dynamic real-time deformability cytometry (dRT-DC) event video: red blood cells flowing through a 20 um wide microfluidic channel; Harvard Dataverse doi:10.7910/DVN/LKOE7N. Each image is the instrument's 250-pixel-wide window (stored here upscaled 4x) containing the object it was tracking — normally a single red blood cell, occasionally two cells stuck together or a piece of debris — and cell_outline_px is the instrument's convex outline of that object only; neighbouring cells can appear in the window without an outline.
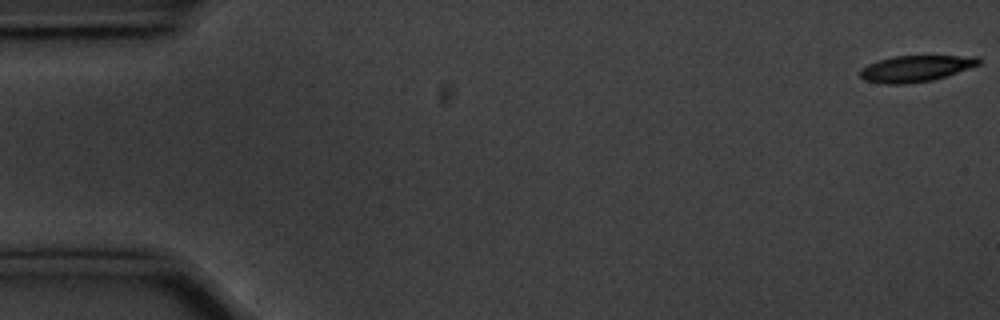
{"species": "common noctule bat (a hibernating species)", "species_latin": "Nyctalus noctula", "temperature_condition": "cold", "stored_images_in_passage": 56, "camera_frame_rate_fps": 3000, "um_per_image_px": 0.085, "animal": {"sex": "male", "body_mass_g": 20.1, "forearm_length_mm": 53.5}, "frame": {"image": 1, "passage_image": 1, "time_ms": 0.0, "image_size_px": [1000, 320], "cell_outline_px": [[980, 64], [932, 80], [904, 84], [884, 84], [864, 80], [860, 76], [860, 68], [868, 64], [880, 60], [896, 56], [980, 56]], "centroid_in_image_um": [77.8, 5.82], "position_along_channel_um": 7.2, "area_um2": 17.92}}
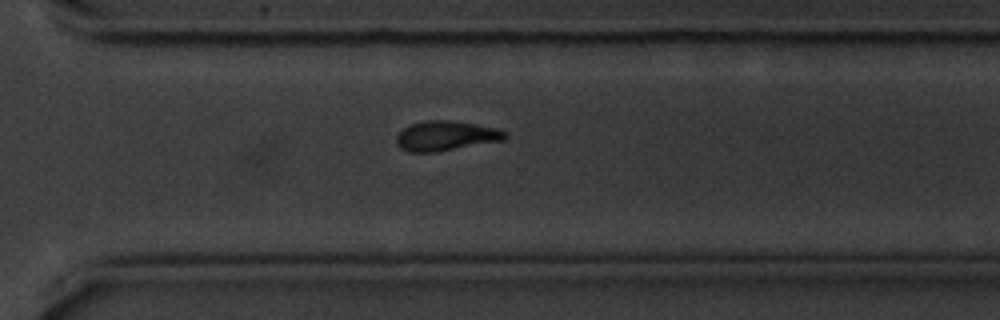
{"frame": {"image": 2, "passage_image": 40, "time_ms": 13.0, "image_size_px": [1000, 320], "cell_outline_px": [[508, 136], [504, 140], [436, 152], [408, 152], [400, 148], [396, 144], [396, 136], [408, 124], [424, 120], [452, 120], [500, 128], [508, 132]], "centroid_in_image_um": [37.91, 11.53], "position_along_channel_um": 332.7, "area_um2": 19.19}}
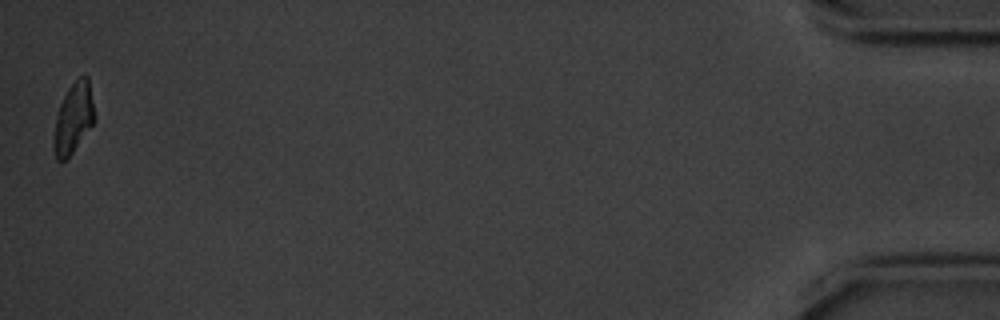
{"frame": {"image": 3, "passage_image": 56, "time_ms": 18.333, "image_size_px": [1000, 320], "cell_outline_px": [[96, 120], [72, 152], [64, 160], [56, 160], [52, 148], [56, 116], [60, 104], [68, 88], [84, 72], [88, 76], [96, 116]], "centroid_in_image_um": [6.25, 10.01], "position_along_channel_um": 428.9, "area_um2": 16.82}, "authors_computed_cell_mechanics": {"area_um2": 18.9873, "velocity_mm_per_s": 3.5566, "shape_relaxation_time_tau1_ms": 4.0877, "shape_relaxation_time_tau2_ms": null, "deformation_change_tau1": 0.1492, "deformation_change_tau2": null}}